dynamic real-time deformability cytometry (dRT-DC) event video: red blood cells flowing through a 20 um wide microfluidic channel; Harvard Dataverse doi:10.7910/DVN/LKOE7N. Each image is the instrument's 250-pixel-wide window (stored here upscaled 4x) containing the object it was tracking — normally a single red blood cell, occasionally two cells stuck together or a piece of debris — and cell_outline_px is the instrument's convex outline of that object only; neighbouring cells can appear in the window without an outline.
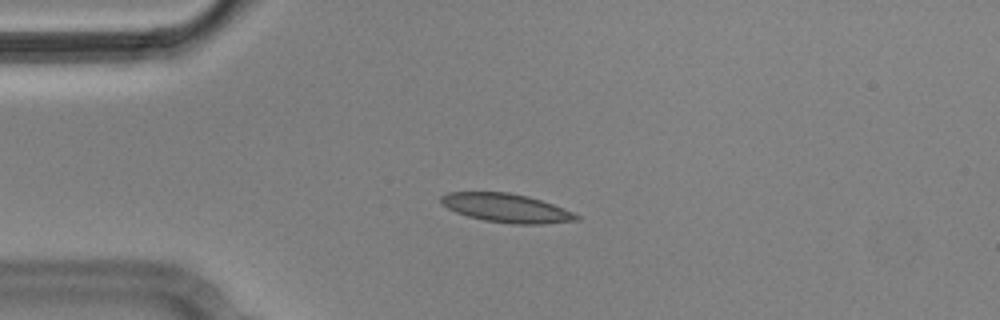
{"species": "Egyptian fruit bat (a non-hibernating species)", "species_latin": "Rousettus aegyptiacus", "temperature_condition": "cold", "stored_images_in_passage": 2, "camera_frame_rate_fps": 3000, "um_per_image_px": 0.085, "animal": {"sex": "male"}, "frame": {"image": 1, "passage_image": 1, "time_ms": 0.0, "image_size_px": [1000, 320], "cell_outline_px": [[580, 220], [540, 224], [512, 224], [484, 220], [468, 216], [456, 212], [440, 204], [440, 196], [448, 192], [508, 192], [528, 196], [552, 204], [572, 212], [580, 216]], "centroid_in_image_um": [43.01, 17.68], "position_along_channel_um": 42.0, "area_um2": 22.6}}